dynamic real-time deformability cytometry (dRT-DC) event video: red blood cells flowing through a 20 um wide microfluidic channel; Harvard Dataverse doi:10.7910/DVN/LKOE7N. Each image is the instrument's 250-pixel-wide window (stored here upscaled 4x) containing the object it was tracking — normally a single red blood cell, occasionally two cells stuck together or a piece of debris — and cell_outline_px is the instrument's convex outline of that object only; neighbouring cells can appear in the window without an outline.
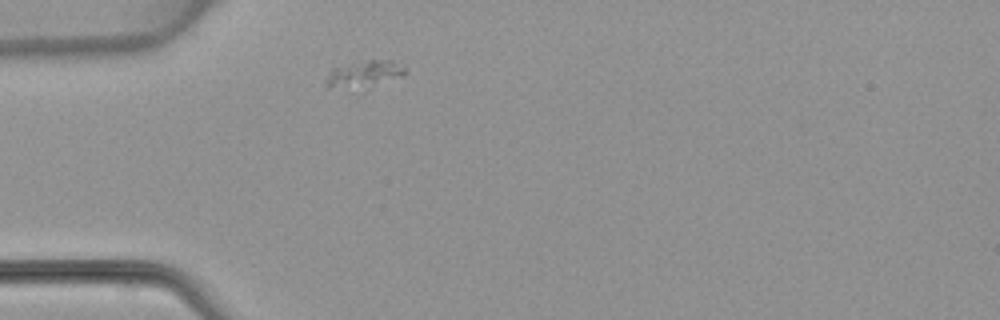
{"species": "common noctule bat (a hibernating species)", "species_latin": "Nyctalus noctula", "temperature_condition": "warm", "stored_images_in_passage": 1, "camera_frame_rate_fps": 3000, "um_per_image_px": 0.085, "animal": {"sex": "female", "body_mass_g": 22.7, "forearm_length_mm": 54.2}, "frame": {"image": 1, "passage_image": 1, "time_ms": 0.0, "image_size_px": [1000, 320], "cell_outline_px": [[408, 72], [404, 76], [328, 88], [324, 88], [324, 80], [332, 68], [352, 60], [392, 60], [408, 68]], "centroid_in_image_um": [30.9, 6.15], "position_along_channel_um": 54.1, "area_um2": 11.44}}